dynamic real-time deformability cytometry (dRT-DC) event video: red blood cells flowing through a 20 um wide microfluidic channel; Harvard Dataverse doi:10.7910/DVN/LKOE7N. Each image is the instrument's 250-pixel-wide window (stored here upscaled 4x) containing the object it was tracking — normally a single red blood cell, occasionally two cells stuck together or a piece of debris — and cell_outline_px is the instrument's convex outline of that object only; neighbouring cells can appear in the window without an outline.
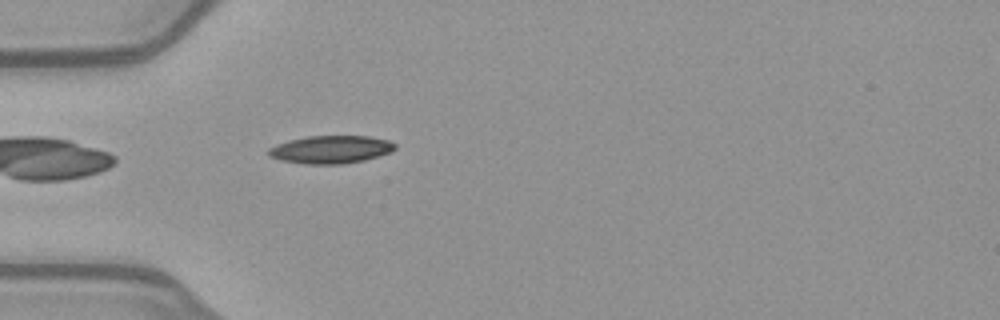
{"species": "common noctule bat (a hibernating species)", "species_latin": "Nyctalus noctula", "temperature_condition": "warm", "stored_images_in_passage": 38, "camera_frame_rate_fps": 3000, "um_per_image_px": 0.085, "animal": {"sex": "female", "body_mass_g": 21.9}, "frame": {"image": 1, "passage_image": 2, "time_ms": 0.333, "image_size_px": [1000, 320], "cell_outline_px": [[396, 148], [392, 152], [380, 156], [364, 160], [344, 164], [304, 164], [280, 160], [268, 156], [268, 148], [276, 144], [288, 140], [308, 136], [368, 136], [388, 140], [396, 144]], "centroid_in_image_um": [28.12, 12.71], "position_along_channel_um": 56.9, "area_um2": 20.75}}
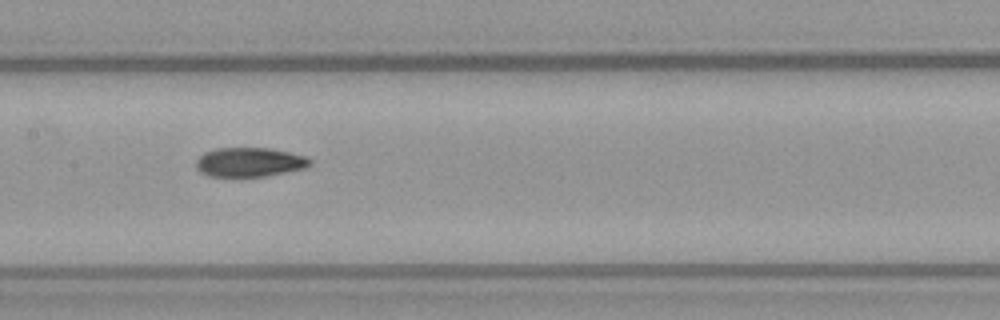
{"frame": {"image": 2, "passage_image": 12, "time_ms": 3.667, "image_size_px": [1000, 320], "cell_outline_px": [[312, 164], [304, 168], [268, 176], [208, 176], [200, 172], [196, 168], [196, 160], [204, 152], [216, 148], [272, 148], [304, 156], [312, 160]], "centroid_in_image_um": [21.2, 13.78], "position_along_channel_um": 186.2, "area_um2": 19.42}}
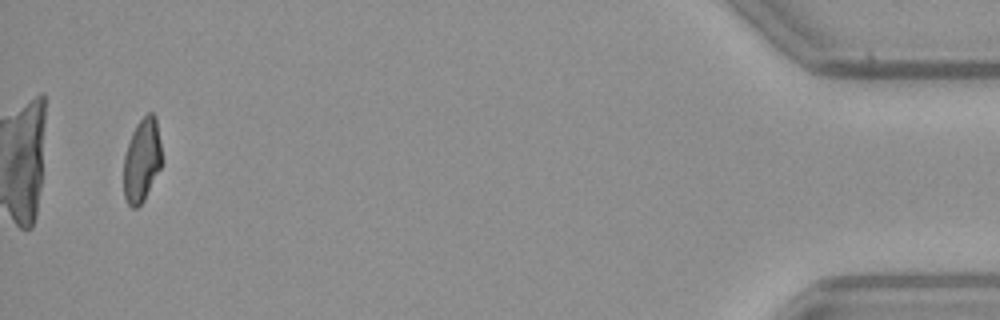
{"frame": {"image": 3, "passage_image": 36, "time_ms": 11.667, "image_size_px": [1000, 320], "cell_outline_px": [[160, 168], [144, 200], [136, 208], [132, 208], [128, 204], [124, 196], [124, 156], [132, 132], [136, 124], [148, 112], [152, 112], [156, 116], [160, 144]], "centroid_in_image_um": [12.04, 13.61], "position_along_channel_um": 423.2, "area_um2": 18.26}, "authors_computed_cell_mechanics": {"area_um2": 19.941, "velocity_mm_per_s": 4.0237, "shape_relaxation_time_tau1_ms": 7.7263, "shape_relaxation_time_tau2_ms": 3.485, "deformation_change_tau1": 0.211, "deformation_change_tau2": 0.1001}}